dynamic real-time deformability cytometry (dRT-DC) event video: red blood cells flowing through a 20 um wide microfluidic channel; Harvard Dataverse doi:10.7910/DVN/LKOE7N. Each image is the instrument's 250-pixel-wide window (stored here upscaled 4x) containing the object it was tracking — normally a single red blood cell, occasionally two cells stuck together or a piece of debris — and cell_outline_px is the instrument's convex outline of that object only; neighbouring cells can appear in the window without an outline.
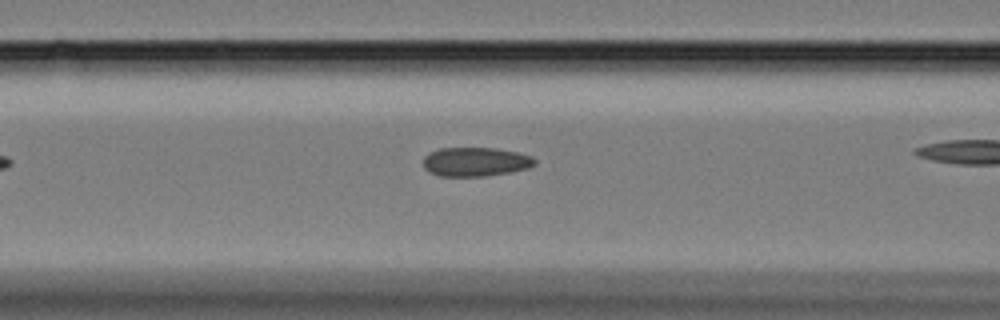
{"species": "Egyptian fruit bat (a non-hibernating species)", "species_latin": "Rousettus aegyptiacus", "temperature_condition": "cold", "stored_images_in_passage": 15, "camera_frame_rate_fps": 3000, "um_per_image_px": 0.085, "animal": {"sex": "female"}, "frame": {"image": 1, "passage_image": 3, "time_ms": 0.667, "image_size_px": [1000, 320], "cell_outline_px": [[536, 164], [528, 168], [508, 172], [484, 176], [440, 176], [428, 172], [424, 168], [424, 156], [428, 152], [440, 148], [496, 148], [520, 152], [532, 156], [536, 160]], "centroid_in_image_um": [40.41, 13.74], "position_along_channel_um": 126.2, "area_um2": 19.02}}
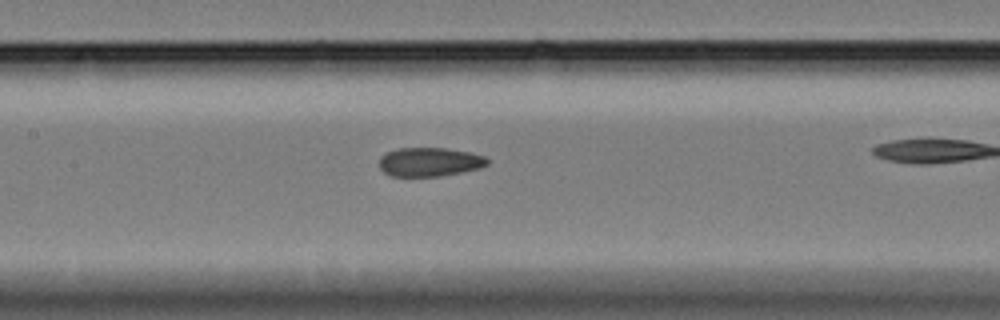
{"frame": {"image": 2, "passage_image": 7, "time_ms": 2.0, "image_size_px": [1000, 320], "cell_outline_px": [[488, 164], [480, 168], [440, 176], [392, 176], [384, 172], [380, 168], [380, 156], [388, 152], [400, 148], [444, 148], [468, 152], [484, 156], [488, 160]], "centroid_in_image_um": [36.51, 13.76], "position_along_channel_um": 170.9, "area_um2": 17.98}}
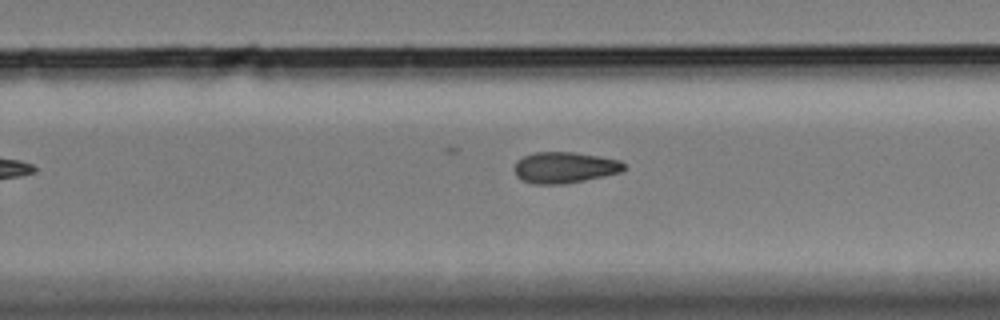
{"frame": {"image": 3, "passage_image": 13, "time_ms": 4.0, "image_size_px": [1000, 320], "cell_outline_px": [[624, 168], [620, 172], [604, 176], [564, 184], [532, 184], [520, 180], [516, 176], [516, 160], [524, 156], [536, 152], [572, 152], [620, 160], [624, 164]], "centroid_in_image_um": [47.96, 14.25], "position_along_channel_um": 281.8, "area_um2": 19.71}}